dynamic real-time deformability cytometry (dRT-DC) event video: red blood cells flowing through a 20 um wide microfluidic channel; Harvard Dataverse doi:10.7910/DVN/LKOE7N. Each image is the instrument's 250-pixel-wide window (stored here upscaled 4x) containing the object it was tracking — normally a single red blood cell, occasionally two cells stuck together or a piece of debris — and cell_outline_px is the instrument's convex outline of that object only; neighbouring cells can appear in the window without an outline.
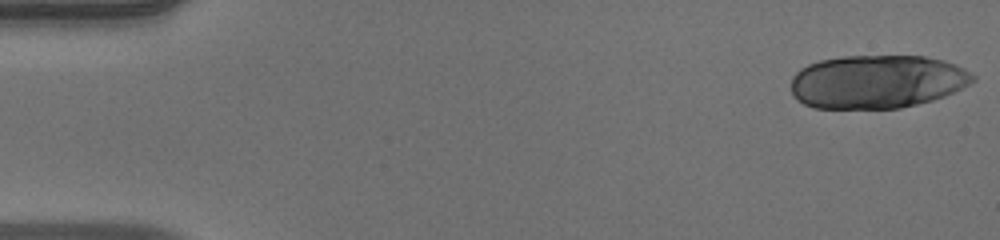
{"species": "human", "species_latin": "Homo sapiens", "temperature_condition": "warm", "stored_images_in_passage": 50, "camera_frame_rate_fps": 3000, "um_per_image_px": 0.085, "donor": {"sex": "male"}, "frame": {"image": 1, "passage_image": 1, "time_ms": 0.0, "image_size_px": [1000, 240], "cell_outline_px": [[976, 80], [944, 96], [932, 100], [900, 108], [816, 108], [804, 104], [796, 100], [792, 92], [792, 76], [800, 68], [808, 64], [820, 60], [844, 56], [924, 56], [944, 60], [956, 64], [964, 68], [976, 76]], "centroid_in_image_um": [74.54, 6.93], "position_along_channel_um": 10.5, "area_um2": 56.7}}
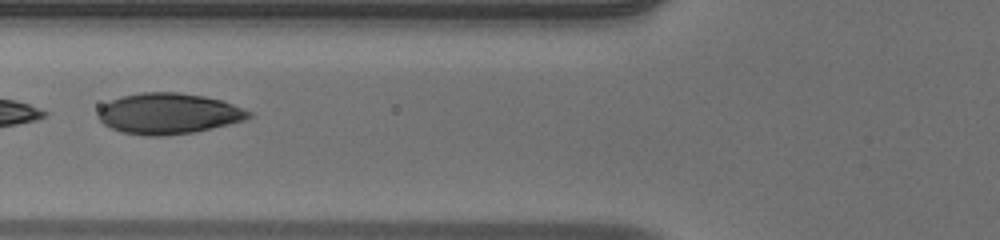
{"frame": {"image": 2, "passage_image": 20, "time_ms": 6.333, "image_size_px": [1000, 240], "cell_outline_px": [[252, 116], [244, 120], [228, 124], [192, 132], [164, 136], [144, 136], [120, 132], [104, 124], [96, 116], [100, 108], [104, 104], [120, 96], [140, 92], [180, 92], [204, 96], [220, 100], [232, 104], [252, 112]], "centroid_in_image_um": [14.28, 9.65], "position_along_channel_um": 111.5, "area_um2": 35.84}}
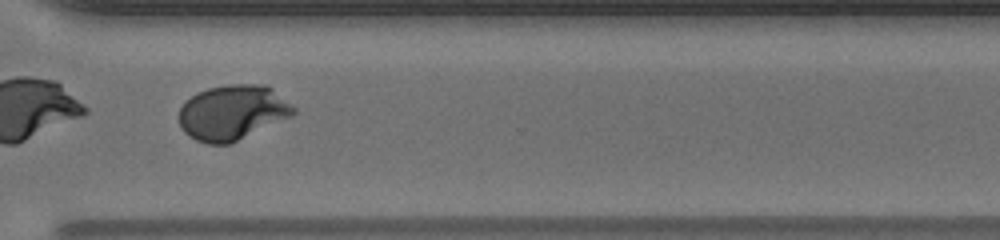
{"frame": {"image": 3, "passage_image": 38, "time_ms": 12.333, "image_size_px": [1000, 240], "cell_outline_px": [[296, 112], [292, 116], [232, 144], [208, 144], [196, 140], [188, 136], [180, 128], [180, 108], [196, 92], [208, 88], [228, 84], [264, 84], [272, 88], [296, 108]], "centroid_in_image_um": [19.78, 9.57], "position_along_channel_um": 350.8, "area_um2": 36.93}, "authors_computed_cell_mechanics": {"area_um2": 36.7608, "velocity_mm_per_s": 3.9923, "shape_relaxation_time_tau1_ms": 4.9124, "shape_relaxation_time_tau2_ms": null, "deformation_change_tau1": 0.2336, "deformation_change_tau2": null}}